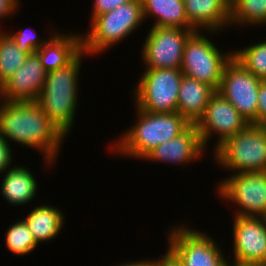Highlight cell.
<instances>
[{"label":"cell","instance_id":"obj_1","mask_svg":"<svg viewBox=\"0 0 266 266\" xmlns=\"http://www.w3.org/2000/svg\"><path fill=\"white\" fill-rule=\"evenodd\" d=\"M0 107V134L43 152L46 165H53L65 138L50 122L36 101H2Z\"/></svg>","mask_w":266,"mask_h":266},{"label":"cell","instance_id":"obj_2","mask_svg":"<svg viewBox=\"0 0 266 266\" xmlns=\"http://www.w3.org/2000/svg\"><path fill=\"white\" fill-rule=\"evenodd\" d=\"M84 54L86 55L82 51L67 66L47 72L43 90L36 100L50 122L64 137L69 134L75 120L79 102L77 84Z\"/></svg>","mask_w":266,"mask_h":266},{"label":"cell","instance_id":"obj_3","mask_svg":"<svg viewBox=\"0 0 266 266\" xmlns=\"http://www.w3.org/2000/svg\"><path fill=\"white\" fill-rule=\"evenodd\" d=\"M137 121L112 146L120 155L144 159L158 145L183 133L191 124L178 112L149 113L136 107Z\"/></svg>","mask_w":266,"mask_h":266},{"label":"cell","instance_id":"obj_4","mask_svg":"<svg viewBox=\"0 0 266 266\" xmlns=\"http://www.w3.org/2000/svg\"><path fill=\"white\" fill-rule=\"evenodd\" d=\"M143 21L141 0H132L95 16L90 31L82 36V50L90 56L99 54L127 38Z\"/></svg>","mask_w":266,"mask_h":266},{"label":"cell","instance_id":"obj_5","mask_svg":"<svg viewBox=\"0 0 266 266\" xmlns=\"http://www.w3.org/2000/svg\"><path fill=\"white\" fill-rule=\"evenodd\" d=\"M212 152L216 163L235 174L266 172V126L248 124Z\"/></svg>","mask_w":266,"mask_h":266},{"label":"cell","instance_id":"obj_6","mask_svg":"<svg viewBox=\"0 0 266 266\" xmlns=\"http://www.w3.org/2000/svg\"><path fill=\"white\" fill-rule=\"evenodd\" d=\"M195 31L186 41L181 72L218 90L226 64L233 52L223 53L207 37Z\"/></svg>","mask_w":266,"mask_h":266},{"label":"cell","instance_id":"obj_7","mask_svg":"<svg viewBox=\"0 0 266 266\" xmlns=\"http://www.w3.org/2000/svg\"><path fill=\"white\" fill-rule=\"evenodd\" d=\"M182 77L180 69H146L134 92L135 107L149 113L176 112Z\"/></svg>","mask_w":266,"mask_h":266},{"label":"cell","instance_id":"obj_8","mask_svg":"<svg viewBox=\"0 0 266 266\" xmlns=\"http://www.w3.org/2000/svg\"><path fill=\"white\" fill-rule=\"evenodd\" d=\"M167 251L182 266H227L217 242L206 233L192 230L186 226H174L168 232Z\"/></svg>","mask_w":266,"mask_h":266},{"label":"cell","instance_id":"obj_9","mask_svg":"<svg viewBox=\"0 0 266 266\" xmlns=\"http://www.w3.org/2000/svg\"><path fill=\"white\" fill-rule=\"evenodd\" d=\"M260 83L261 79L232 57L224 68L217 92L234 106L248 124L257 125Z\"/></svg>","mask_w":266,"mask_h":266},{"label":"cell","instance_id":"obj_10","mask_svg":"<svg viewBox=\"0 0 266 266\" xmlns=\"http://www.w3.org/2000/svg\"><path fill=\"white\" fill-rule=\"evenodd\" d=\"M218 188V196L234 202L238 209L234 216H266V172L233 173Z\"/></svg>","mask_w":266,"mask_h":266},{"label":"cell","instance_id":"obj_11","mask_svg":"<svg viewBox=\"0 0 266 266\" xmlns=\"http://www.w3.org/2000/svg\"><path fill=\"white\" fill-rule=\"evenodd\" d=\"M195 29L152 27L142 49L146 69H180L186 41Z\"/></svg>","mask_w":266,"mask_h":266},{"label":"cell","instance_id":"obj_12","mask_svg":"<svg viewBox=\"0 0 266 266\" xmlns=\"http://www.w3.org/2000/svg\"><path fill=\"white\" fill-rule=\"evenodd\" d=\"M247 125L248 122L234 106L217 91L210 97L203 117L196 124L205 149L212 133L218 135L214 150Z\"/></svg>","mask_w":266,"mask_h":266},{"label":"cell","instance_id":"obj_13","mask_svg":"<svg viewBox=\"0 0 266 266\" xmlns=\"http://www.w3.org/2000/svg\"><path fill=\"white\" fill-rule=\"evenodd\" d=\"M232 264L256 266L266 264V220L262 217L235 216Z\"/></svg>","mask_w":266,"mask_h":266},{"label":"cell","instance_id":"obj_14","mask_svg":"<svg viewBox=\"0 0 266 266\" xmlns=\"http://www.w3.org/2000/svg\"><path fill=\"white\" fill-rule=\"evenodd\" d=\"M47 72L36 52L3 83V101H36L43 90Z\"/></svg>","mask_w":266,"mask_h":266},{"label":"cell","instance_id":"obj_15","mask_svg":"<svg viewBox=\"0 0 266 266\" xmlns=\"http://www.w3.org/2000/svg\"><path fill=\"white\" fill-rule=\"evenodd\" d=\"M205 150L196 124H191L183 133L168 142L158 145L144 159L170 162L173 165L191 163L199 159ZM193 160V161H192Z\"/></svg>","mask_w":266,"mask_h":266},{"label":"cell","instance_id":"obj_16","mask_svg":"<svg viewBox=\"0 0 266 266\" xmlns=\"http://www.w3.org/2000/svg\"><path fill=\"white\" fill-rule=\"evenodd\" d=\"M82 51V34H64L59 31L52 34L36 53L44 70L50 72L67 66Z\"/></svg>","mask_w":266,"mask_h":266},{"label":"cell","instance_id":"obj_17","mask_svg":"<svg viewBox=\"0 0 266 266\" xmlns=\"http://www.w3.org/2000/svg\"><path fill=\"white\" fill-rule=\"evenodd\" d=\"M184 5L187 20L196 31L202 27L203 31L217 33L229 25V4L225 0H184Z\"/></svg>","mask_w":266,"mask_h":266},{"label":"cell","instance_id":"obj_18","mask_svg":"<svg viewBox=\"0 0 266 266\" xmlns=\"http://www.w3.org/2000/svg\"><path fill=\"white\" fill-rule=\"evenodd\" d=\"M215 92L209 85L183 75L178 91L176 112L190 124H197L205 113L210 97Z\"/></svg>","mask_w":266,"mask_h":266},{"label":"cell","instance_id":"obj_19","mask_svg":"<svg viewBox=\"0 0 266 266\" xmlns=\"http://www.w3.org/2000/svg\"><path fill=\"white\" fill-rule=\"evenodd\" d=\"M4 174L0 191L9 204L23 206L35 198L38 185L30 170L14 166Z\"/></svg>","mask_w":266,"mask_h":266},{"label":"cell","instance_id":"obj_20","mask_svg":"<svg viewBox=\"0 0 266 266\" xmlns=\"http://www.w3.org/2000/svg\"><path fill=\"white\" fill-rule=\"evenodd\" d=\"M26 216L23 220L38 245L55 238L61 231L65 220L60 209L45 204L34 207Z\"/></svg>","mask_w":266,"mask_h":266},{"label":"cell","instance_id":"obj_21","mask_svg":"<svg viewBox=\"0 0 266 266\" xmlns=\"http://www.w3.org/2000/svg\"><path fill=\"white\" fill-rule=\"evenodd\" d=\"M144 20L155 16L152 27L194 29L188 22L182 0H141Z\"/></svg>","mask_w":266,"mask_h":266},{"label":"cell","instance_id":"obj_22","mask_svg":"<svg viewBox=\"0 0 266 266\" xmlns=\"http://www.w3.org/2000/svg\"><path fill=\"white\" fill-rule=\"evenodd\" d=\"M231 24L266 25V0H234L229 5V26Z\"/></svg>","mask_w":266,"mask_h":266},{"label":"cell","instance_id":"obj_23","mask_svg":"<svg viewBox=\"0 0 266 266\" xmlns=\"http://www.w3.org/2000/svg\"><path fill=\"white\" fill-rule=\"evenodd\" d=\"M28 55L8 33L0 32V80L4 83L10 78L24 64Z\"/></svg>","mask_w":266,"mask_h":266},{"label":"cell","instance_id":"obj_24","mask_svg":"<svg viewBox=\"0 0 266 266\" xmlns=\"http://www.w3.org/2000/svg\"><path fill=\"white\" fill-rule=\"evenodd\" d=\"M233 57L249 72L266 80V41L233 52Z\"/></svg>","mask_w":266,"mask_h":266},{"label":"cell","instance_id":"obj_25","mask_svg":"<svg viewBox=\"0 0 266 266\" xmlns=\"http://www.w3.org/2000/svg\"><path fill=\"white\" fill-rule=\"evenodd\" d=\"M5 236L6 247L16 255H27L39 246L23 219L11 225Z\"/></svg>","mask_w":266,"mask_h":266},{"label":"cell","instance_id":"obj_26","mask_svg":"<svg viewBox=\"0 0 266 266\" xmlns=\"http://www.w3.org/2000/svg\"><path fill=\"white\" fill-rule=\"evenodd\" d=\"M24 52L31 54L40 49L48 40L39 38L26 28L16 33L8 34ZM41 39V40H40Z\"/></svg>","mask_w":266,"mask_h":266},{"label":"cell","instance_id":"obj_27","mask_svg":"<svg viewBox=\"0 0 266 266\" xmlns=\"http://www.w3.org/2000/svg\"><path fill=\"white\" fill-rule=\"evenodd\" d=\"M132 0H94L91 20L98 15L110 12L120 5H124Z\"/></svg>","mask_w":266,"mask_h":266},{"label":"cell","instance_id":"obj_28","mask_svg":"<svg viewBox=\"0 0 266 266\" xmlns=\"http://www.w3.org/2000/svg\"><path fill=\"white\" fill-rule=\"evenodd\" d=\"M12 150L10 143L0 134V173H5L10 169L12 162Z\"/></svg>","mask_w":266,"mask_h":266},{"label":"cell","instance_id":"obj_29","mask_svg":"<svg viewBox=\"0 0 266 266\" xmlns=\"http://www.w3.org/2000/svg\"><path fill=\"white\" fill-rule=\"evenodd\" d=\"M257 125L266 126V80H261L259 86Z\"/></svg>","mask_w":266,"mask_h":266},{"label":"cell","instance_id":"obj_30","mask_svg":"<svg viewBox=\"0 0 266 266\" xmlns=\"http://www.w3.org/2000/svg\"><path fill=\"white\" fill-rule=\"evenodd\" d=\"M19 0H0V19L11 16L19 9Z\"/></svg>","mask_w":266,"mask_h":266},{"label":"cell","instance_id":"obj_31","mask_svg":"<svg viewBox=\"0 0 266 266\" xmlns=\"http://www.w3.org/2000/svg\"><path fill=\"white\" fill-rule=\"evenodd\" d=\"M156 266H182L168 251L162 258L156 260Z\"/></svg>","mask_w":266,"mask_h":266},{"label":"cell","instance_id":"obj_32","mask_svg":"<svg viewBox=\"0 0 266 266\" xmlns=\"http://www.w3.org/2000/svg\"><path fill=\"white\" fill-rule=\"evenodd\" d=\"M117 266H156V260L152 259L151 260H145L144 261H135V262H126V263H122L121 265H117Z\"/></svg>","mask_w":266,"mask_h":266},{"label":"cell","instance_id":"obj_33","mask_svg":"<svg viewBox=\"0 0 266 266\" xmlns=\"http://www.w3.org/2000/svg\"><path fill=\"white\" fill-rule=\"evenodd\" d=\"M0 97L2 98L3 101V82L0 80Z\"/></svg>","mask_w":266,"mask_h":266},{"label":"cell","instance_id":"obj_34","mask_svg":"<svg viewBox=\"0 0 266 266\" xmlns=\"http://www.w3.org/2000/svg\"><path fill=\"white\" fill-rule=\"evenodd\" d=\"M231 263H232V262L229 261V264H228L227 266H243V265H236V264H232V265H231Z\"/></svg>","mask_w":266,"mask_h":266},{"label":"cell","instance_id":"obj_35","mask_svg":"<svg viewBox=\"0 0 266 266\" xmlns=\"http://www.w3.org/2000/svg\"><path fill=\"white\" fill-rule=\"evenodd\" d=\"M229 5L234 1V0H225Z\"/></svg>","mask_w":266,"mask_h":266},{"label":"cell","instance_id":"obj_36","mask_svg":"<svg viewBox=\"0 0 266 266\" xmlns=\"http://www.w3.org/2000/svg\"><path fill=\"white\" fill-rule=\"evenodd\" d=\"M256 266H266V264H260V265H256Z\"/></svg>","mask_w":266,"mask_h":266}]
</instances>
